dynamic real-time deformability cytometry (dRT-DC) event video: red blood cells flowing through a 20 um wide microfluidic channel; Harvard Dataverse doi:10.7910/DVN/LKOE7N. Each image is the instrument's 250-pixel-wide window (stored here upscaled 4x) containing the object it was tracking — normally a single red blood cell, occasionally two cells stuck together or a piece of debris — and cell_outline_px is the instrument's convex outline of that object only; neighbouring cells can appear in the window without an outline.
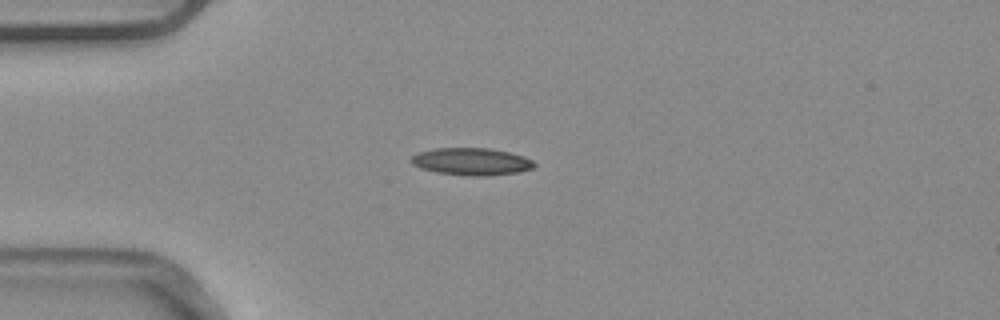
{"species": "common noctule bat (a hibernating species)", "species_latin": "Nyctalus noctula", "temperature_condition": "warm", "stored_images_in_passage": 4, "camera_frame_rate_fps": 3000, "um_per_image_px": 0.085, "animal": {"sex": "male", "body_mass_g": 20.4}, "frame": {"image": 1, "passage_image": 1, "time_ms": 0.0, "image_size_px": [1000, 320], "cell_outline_px": [[536, 164], [532, 168], [520, 172], [488, 176], [468, 176], [436, 172], [420, 168], [412, 164], [412, 156], [420, 152], [436, 148], [488, 148], [508, 152], [524, 156], [532, 160]], "centroid_in_image_um": [40.1, 13.74], "position_along_channel_um": 44.9, "area_um2": 19.54}}
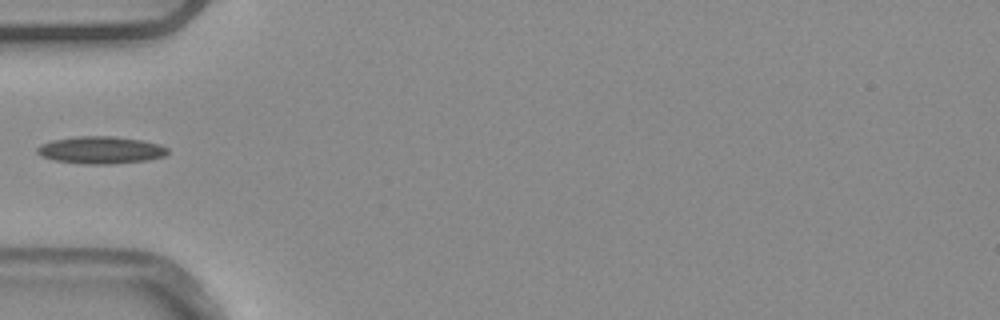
{"frame": {"image": 2, "passage_image": 2, "time_ms": 0.333, "image_size_px": [1000, 320], "cell_outline_px": [[168, 152], [164, 156], [144, 160], [108, 164], [84, 164], [56, 160], [40, 156], [36, 152], [36, 148], [40, 144], [52, 140], [76, 136], [116, 136], [144, 140], [160, 144], [168, 148]], "centroid_in_image_um": [8.54, 12.74], "position_along_channel_um": 76.5, "area_um2": 20.81}}
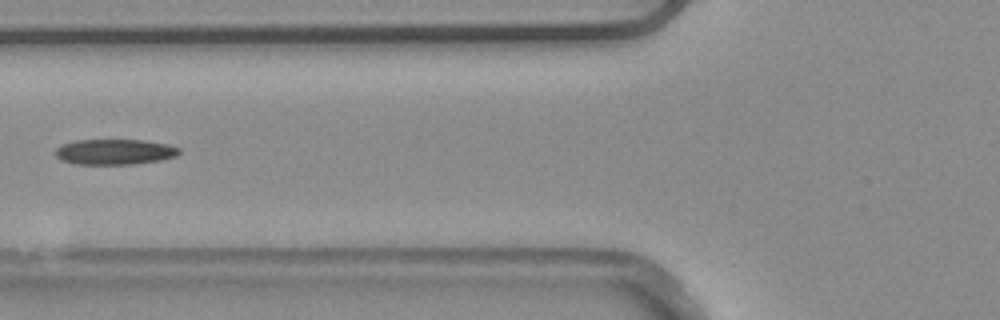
{"frame": {"image": 3, "passage_image": 3, "time_ms": 0.667, "image_size_px": [1000, 320], "cell_outline_px": [[180, 152], [176, 156], [160, 160], [132, 164], [76, 164], [60, 160], [56, 156], [56, 148], [60, 144], [76, 140], [144, 140], [168, 144], [180, 148]], "centroid_in_image_um": [9.73, 12.9], "position_along_channel_um": 116.1, "area_um2": 18.44}}